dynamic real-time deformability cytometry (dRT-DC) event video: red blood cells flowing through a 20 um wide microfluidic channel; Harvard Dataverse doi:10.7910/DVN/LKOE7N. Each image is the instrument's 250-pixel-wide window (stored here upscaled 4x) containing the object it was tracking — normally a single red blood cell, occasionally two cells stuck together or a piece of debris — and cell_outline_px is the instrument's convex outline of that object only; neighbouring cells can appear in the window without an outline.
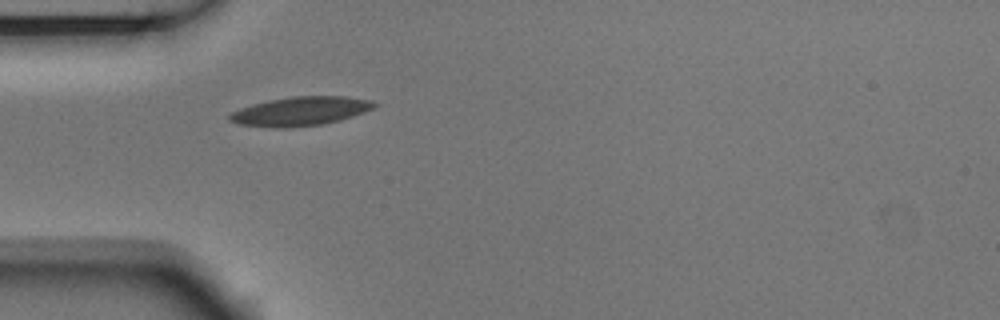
{"species": "Egyptian fruit bat (a non-hibernating species)", "species_latin": "Rousettus aegyptiacus", "temperature_condition": "room temperature", "stored_images_in_passage": 1, "camera_frame_rate_fps": 3000, "um_per_image_px": 0.085, "animal": {"sex": "male"}, "frame": {"image": 1, "passage_image": 1, "time_ms": 0.0, "image_size_px": [1000, 320], "cell_outline_px": [[380, 104], [364, 112], [340, 120], [324, 124], [292, 128], [276, 128], [240, 124], [228, 120], [228, 116], [232, 112], [240, 108], [252, 104], [268, 100], [292, 96], [348, 96], [372, 100]], "centroid_in_image_um": [25.56, 9.45], "position_along_channel_um": 59.4, "area_um2": 24.62}}